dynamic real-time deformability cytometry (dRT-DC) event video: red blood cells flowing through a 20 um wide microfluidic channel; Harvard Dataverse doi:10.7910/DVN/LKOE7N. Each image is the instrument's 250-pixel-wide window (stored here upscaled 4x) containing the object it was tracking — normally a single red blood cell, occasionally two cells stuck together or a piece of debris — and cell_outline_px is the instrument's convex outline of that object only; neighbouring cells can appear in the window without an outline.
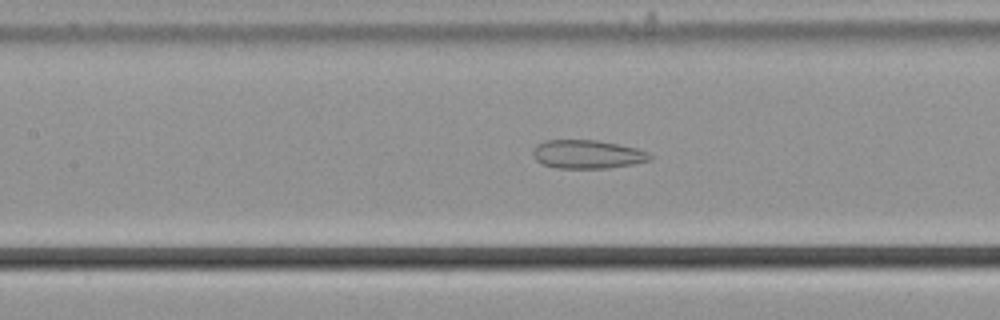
{"species": "common noctule bat (a hibernating species)", "species_latin": "Nyctalus noctula", "temperature_condition": "cold", "stored_images_in_passage": 54, "camera_frame_rate_fps": 3000, "um_per_image_px": 0.085, "animal": {"sex": "male", "body_mass_g": 21.5, "forearm_length_mm": 52.0}, "frame": {"image": 1, "passage_image": 23, "time_ms": 7.333, "image_size_px": [1000, 320], "cell_outline_px": [[652, 160], [632, 164], [608, 168], [556, 168], [540, 164], [536, 160], [532, 152], [536, 144], [544, 140], [596, 140], [636, 148], [648, 152], [652, 156]], "centroid_in_image_um": [49.89, 13.12], "position_along_channel_um": 157.5, "area_um2": 19.54}}
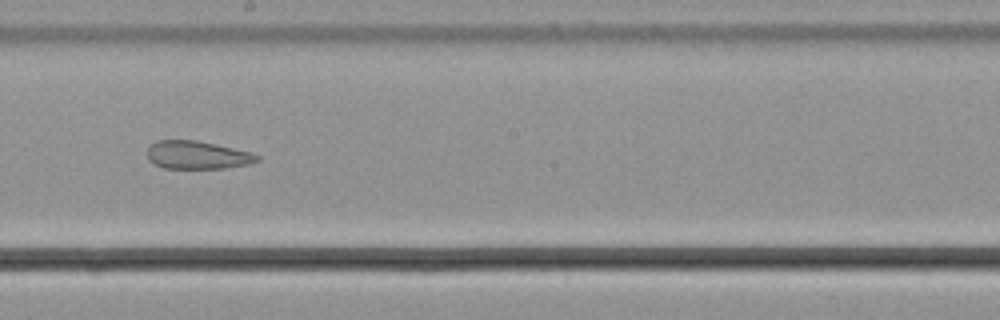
{"frame": {"image": 2, "passage_image": 29, "time_ms": 9.333, "image_size_px": [1000, 320], "cell_outline_px": [[260, 160], [252, 164], [228, 168], [164, 168], [148, 160], [148, 148], [156, 140], [196, 140], [252, 152], [260, 156]], "centroid_in_image_um": [16.82, 13.18], "position_along_channel_um": 231.4, "area_um2": 18.03}}
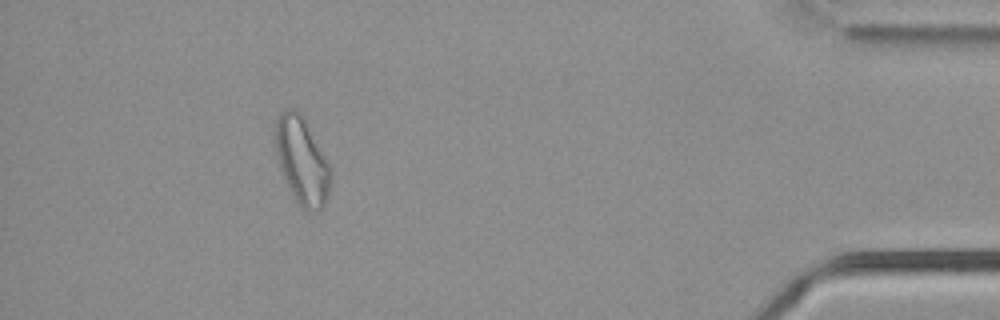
{"frame": {"image": 3, "passage_image": 48, "time_ms": 15.667, "image_size_px": [1000, 320], "cell_outline_px": [[332, 168], [328, 200], [316, 212], [304, 212], [300, 208], [280, 168], [276, 152], [276, 120], [280, 112], [284, 108], [292, 108], [300, 112], [328, 160]], "centroid_in_image_um": [25.7, 13.69], "position_along_channel_um": 409.5, "area_um2": 28.03}}